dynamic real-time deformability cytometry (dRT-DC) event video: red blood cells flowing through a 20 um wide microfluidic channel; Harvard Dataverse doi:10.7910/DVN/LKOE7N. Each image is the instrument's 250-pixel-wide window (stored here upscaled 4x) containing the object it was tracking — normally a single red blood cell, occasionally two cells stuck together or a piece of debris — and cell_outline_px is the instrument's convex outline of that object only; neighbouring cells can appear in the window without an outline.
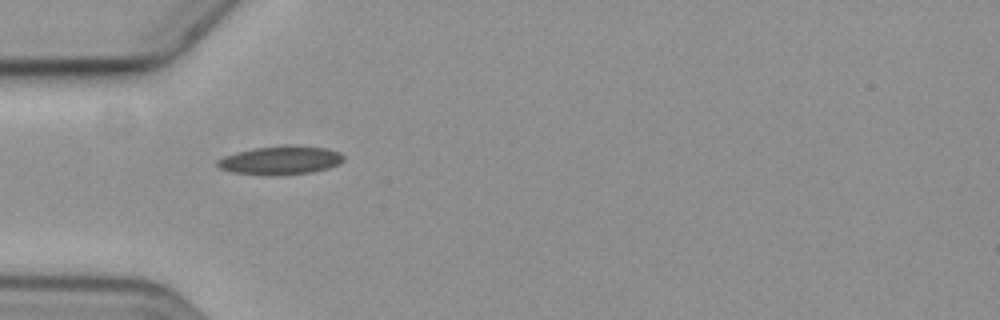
{"species": "common noctule bat (a hibernating species)", "species_latin": "Nyctalus noctula", "temperature_condition": "cold", "stored_images_in_passage": 1, "camera_frame_rate_fps": 3000, "um_per_image_px": 0.085, "animal": {"sex": "female", "body_mass_g": 19.3, "forearm_length_mm": 54.1}, "frame": {"image": 1, "passage_image": 1, "time_ms": 0.0, "image_size_px": [1000, 320], "cell_outline_px": [[344, 160], [340, 164], [328, 168], [308, 172], [232, 172], [220, 168], [216, 164], [216, 160], [224, 156], [236, 152], [252, 148], [284, 144], [296, 144], [328, 148], [340, 152], [344, 156]], "centroid_in_image_um": [23.9, 13.53], "position_along_channel_um": 61.1, "area_um2": 20.35}}